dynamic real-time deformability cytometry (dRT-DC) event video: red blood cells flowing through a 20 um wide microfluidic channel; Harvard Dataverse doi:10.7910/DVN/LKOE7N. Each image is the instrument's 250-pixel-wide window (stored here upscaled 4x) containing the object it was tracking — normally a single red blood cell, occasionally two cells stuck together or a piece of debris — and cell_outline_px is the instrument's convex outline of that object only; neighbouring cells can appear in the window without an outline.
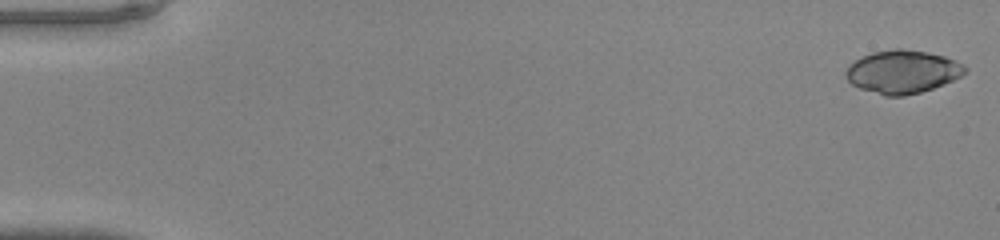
{"species": "common noctule bat (a hibernating species)", "species_latin": "Nyctalus noctula", "temperature_condition": "warm", "stored_images_in_passage": 47, "camera_frame_rate_fps": 3000, "um_per_image_px": 0.085, "animal": {"sex": "male", "body_mass_g": 20.0, "forearm_length_mm": 53.3}, "frame": {"image": 1, "passage_image": 1, "time_ms": 0.0, "image_size_px": [1000, 240], "cell_outline_px": [[968, 72], [944, 84], [920, 92], [904, 96], [884, 96], [860, 88], [852, 84], [844, 76], [844, 72], [856, 60], [872, 52], [896, 48], [900, 48], [924, 52], [944, 56], [964, 64], [968, 68]], "centroid_in_image_um": [76.73, 6.11], "position_along_channel_um": 8.3, "area_um2": 29.77}}
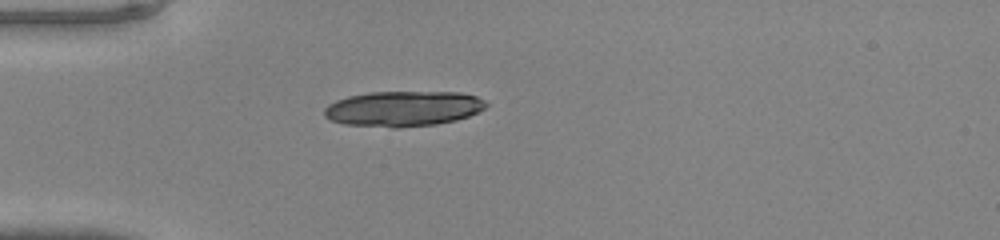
{"frame": {"image": 2, "passage_image": 14, "time_ms": 4.333, "image_size_px": [1000, 240], "cell_outline_px": [[488, 104], [484, 108], [468, 116], [456, 120], [436, 124], [400, 128], [392, 128], [344, 124], [332, 120], [324, 116], [324, 108], [328, 104], [336, 100], [348, 96], [368, 92], [460, 92], [476, 96], [484, 100]], "centroid_in_image_um": [34.25, 9.24], "position_along_channel_um": 50.8, "area_um2": 33.47}}